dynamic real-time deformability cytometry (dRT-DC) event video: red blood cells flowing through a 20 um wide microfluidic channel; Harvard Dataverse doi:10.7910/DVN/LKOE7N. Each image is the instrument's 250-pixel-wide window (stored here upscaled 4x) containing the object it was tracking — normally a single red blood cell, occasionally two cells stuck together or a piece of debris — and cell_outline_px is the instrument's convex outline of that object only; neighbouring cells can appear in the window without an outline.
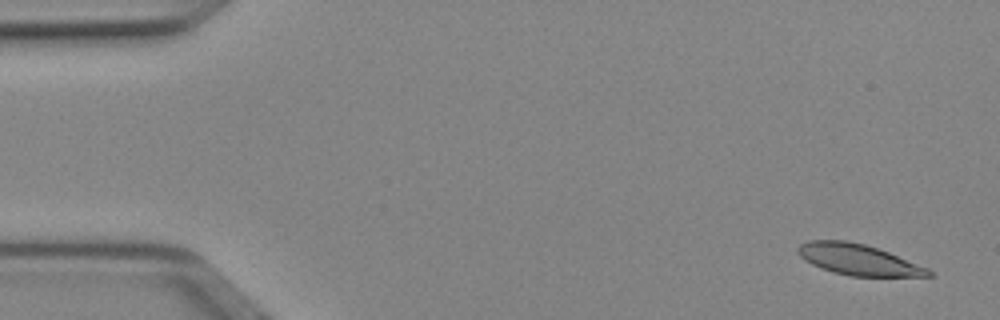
{"species": "Egyptian fruit bat (a non-hibernating species)", "species_latin": "Rousettus aegyptiacus", "temperature_condition": "cold", "stored_images_in_passage": 52, "segment_of_instrument_passage": [1, 2], "camera_frame_rate_fps": 3000, "um_per_image_px": 0.085, "animal": {"sex": "female"}, "frame": {"image": 1, "passage_image": 3, "time_ms": 0.667, "image_size_px": [1000, 320], "cell_outline_px": [[932, 276], [852, 276], [832, 272], [820, 268], [804, 260], [796, 252], [796, 248], [800, 244], [808, 240], [848, 240], [864, 244], [888, 252], [928, 268], [932, 272]], "centroid_in_image_um": [72.89, 22.06], "position_along_channel_um": 12.1, "area_um2": 23.47}}
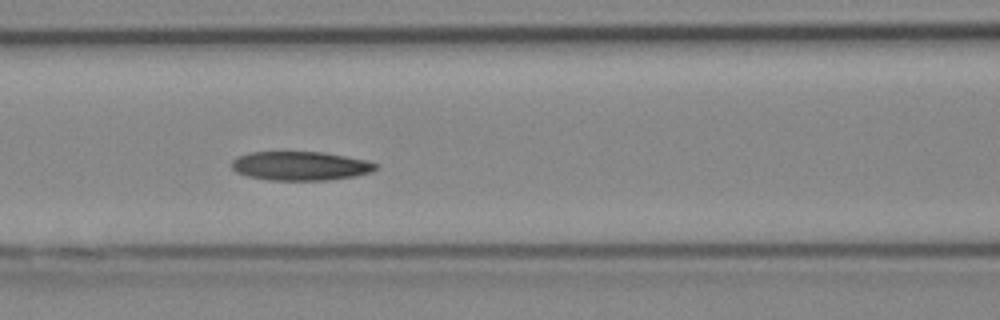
{"frame": {"image": 2, "passage_image": 22, "time_ms": 7.0, "image_size_px": [1000, 320], "cell_outline_px": [[376, 168], [372, 172], [356, 176], [328, 180], [268, 180], [248, 176], [236, 172], [232, 168], [232, 160], [236, 156], [248, 152], [324, 152], [368, 160], [376, 164]], "centroid_in_image_um": [25.52, 14.1], "position_along_channel_um": 141.1, "area_um2": 24.45}}
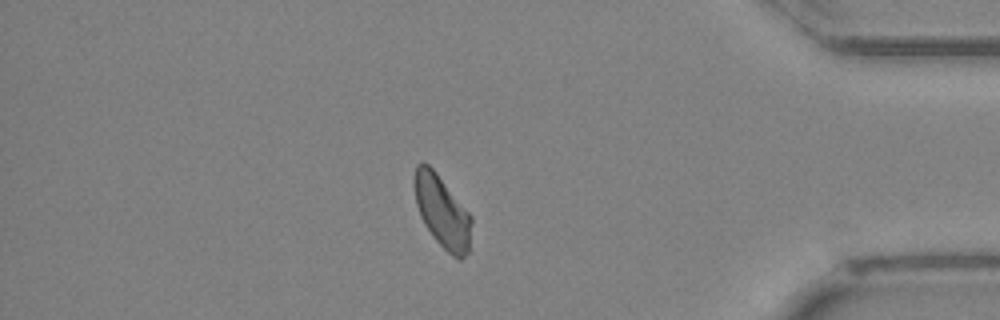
{"frame": {"image": 3, "passage_image": 44, "time_ms": 14.333, "image_size_px": [1000, 320], "cell_outline_px": [[472, 220], [468, 252], [460, 260], [452, 256], [432, 236], [424, 224], [420, 216], [416, 204], [412, 184], [412, 180], [416, 164], [428, 164], [436, 172], [472, 216]], "centroid_in_image_um": [37.55, 17.97], "position_along_channel_um": 397.6, "area_um2": 24.04}}